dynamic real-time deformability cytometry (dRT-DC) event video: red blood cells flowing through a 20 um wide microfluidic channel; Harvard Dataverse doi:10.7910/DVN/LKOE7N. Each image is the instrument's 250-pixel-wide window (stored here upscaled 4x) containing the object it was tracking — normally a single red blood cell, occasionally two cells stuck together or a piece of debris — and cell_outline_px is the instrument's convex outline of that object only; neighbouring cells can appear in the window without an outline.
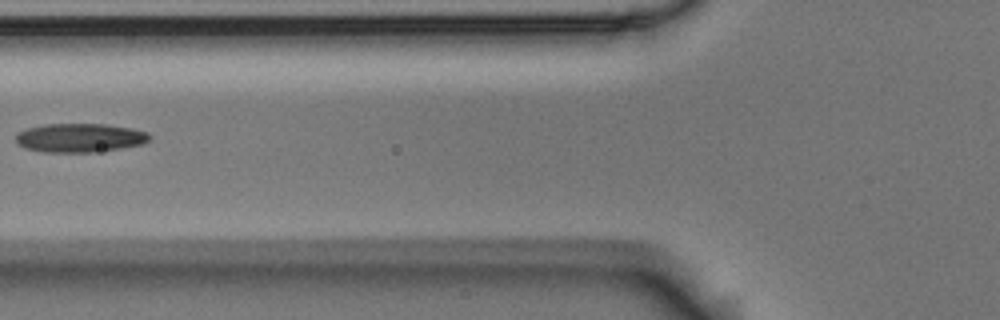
{"species": "Egyptian fruit bat (a non-hibernating species)", "species_latin": "Rousettus aegyptiacus", "temperature_condition": "room temperature", "stored_images_in_passage": 7, "camera_frame_rate_fps": 3000, "um_per_image_px": 0.085, "animal": {"sex": "male"}, "frame": {"image": 1, "passage_image": 6, "time_ms": 1.667, "image_size_px": [1000, 320], "cell_outline_px": [[152, 136], [144, 144], [120, 148], [92, 152], [44, 152], [24, 148], [16, 144], [16, 136], [20, 132], [28, 128], [44, 124], [108, 124], [132, 128], [148, 132]], "centroid_in_image_um": [6.8, 11.71], "position_along_channel_um": 119.0, "area_um2": 22.54}}
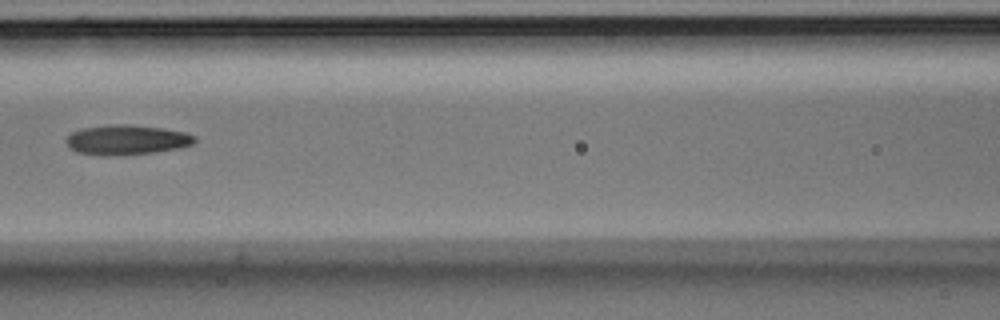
{"frame": {"image": 2, "passage_image": 7, "time_ms": 2.0, "image_size_px": [1000, 320], "cell_outline_px": [[196, 140], [192, 144], [180, 148], [152, 152], [116, 156], [100, 156], [76, 152], [68, 148], [64, 140], [72, 132], [80, 128], [116, 124], [124, 124], [164, 128], [184, 132], [196, 136]], "centroid_in_image_um": [10.72, 11.9], "position_along_channel_um": 155.9, "area_um2": 22.6}}